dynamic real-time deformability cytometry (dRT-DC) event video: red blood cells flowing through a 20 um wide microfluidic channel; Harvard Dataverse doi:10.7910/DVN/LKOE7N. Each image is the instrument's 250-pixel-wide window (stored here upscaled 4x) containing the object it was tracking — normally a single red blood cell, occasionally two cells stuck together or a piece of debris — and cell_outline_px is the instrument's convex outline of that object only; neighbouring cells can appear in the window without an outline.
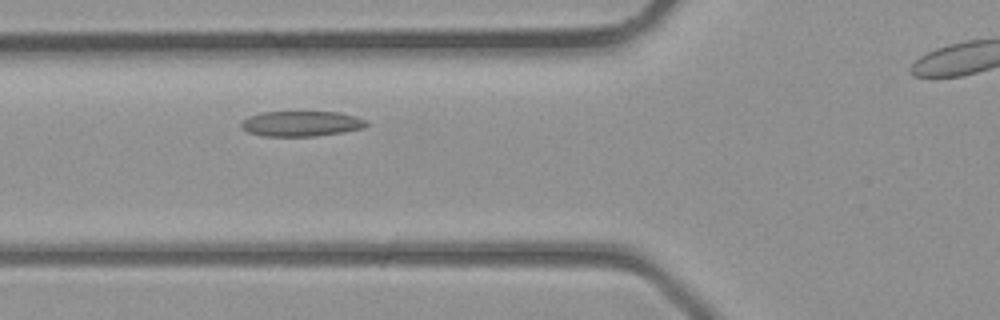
{"species": "common noctule bat (a hibernating species)", "species_latin": "Nyctalus noctula", "temperature_condition": "room temperature", "stored_images_in_passage": 26, "camera_frame_rate_fps": 3000, "um_per_image_px": 0.085, "animal": {"sex": "male", "body_mass_g": 23.1, "forearm_length_mm": 52.7}, "frame": {"image": 1, "passage_image": 6, "time_ms": 1.667, "image_size_px": [1000, 320], "cell_outline_px": [[368, 124], [364, 128], [344, 132], [316, 136], [264, 136], [248, 132], [240, 128], [240, 124], [248, 116], [260, 112], [340, 112], [356, 116], [368, 120]], "centroid_in_image_um": [25.63, 10.51], "position_along_channel_um": 100.2, "area_um2": 18.67}}
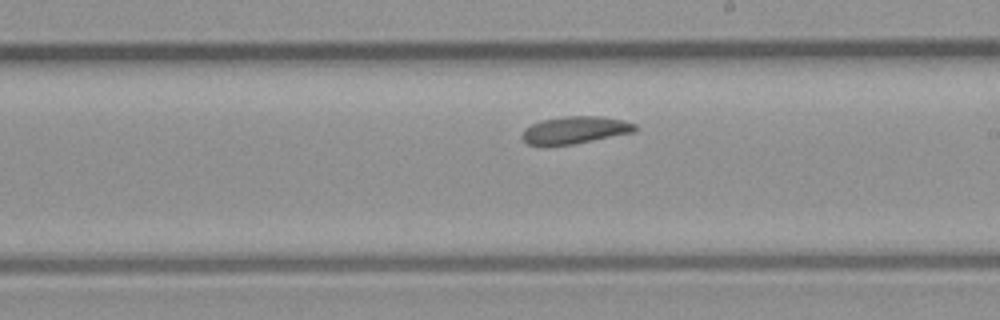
{"frame": {"image": 2, "passage_image": 14, "time_ms": 4.333, "image_size_px": [1000, 320], "cell_outline_px": [[640, 128], [636, 132], [572, 144], [544, 148], [528, 144], [524, 140], [524, 128], [540, 120], [564, 116], [600, 116], [624, 120], [636, 124]], "centroid_in_image_um": [48.89, 11.07], "position_along_channel_um": 240.1, "area_um2": 18.44}}
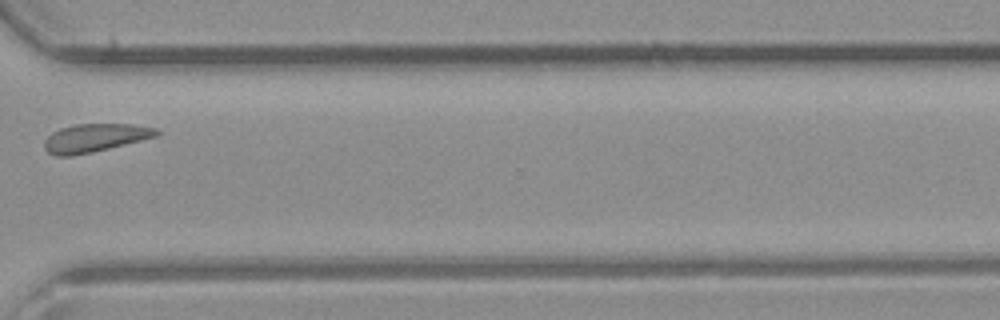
{"frame": {"image": 3, "passage_image": 21, "time_ms": 6.667, "image_size_px": [1000, 320], "cell_outline_px": [[160, 136], [92, 152], [68, 156], [56, 156], [48, 152], [44, 148], [44, 140], [52, 132], [60, 128], [76, 124], [132, 124], [156, 128], [160, 132]], "centroid_in_image_um": [8.08, 11.71], "position_along_channel_um": 362.5, "area_um2": 18.5}}